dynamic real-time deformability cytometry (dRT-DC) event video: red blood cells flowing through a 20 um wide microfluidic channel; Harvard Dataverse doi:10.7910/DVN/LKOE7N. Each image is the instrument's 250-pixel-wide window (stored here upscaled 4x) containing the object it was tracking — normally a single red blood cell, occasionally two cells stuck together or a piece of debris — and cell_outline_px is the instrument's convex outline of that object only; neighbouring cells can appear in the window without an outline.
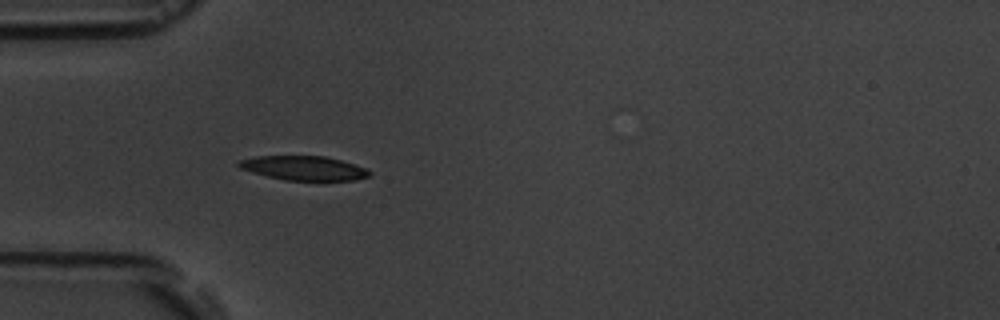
{"species": "common noctule bat (a hibernating species)", "species_latin": "Nyctalus noctula", "temperature_condition": "room temperature", "stored_images_in_passage": 1, "camera_frame_rate_fps": 3000, "um_per_image_px": 0.085, "animal": {"sex": "male", "body_mass_g": 19.5, "forearm_length_mm": 54.6}, "frame": {"image": 1, "passage_image": 1, "time_ms": 0.0, "image_size_px": [1000, 320], "cell_outline_px": [[372, 172], [368, 176], [356, 180], [284, 180], [252, 172], [240, 168], [236, 164], [240, 160], [256, 156], [324, 156], [340, 160], [368, 168]], "centroid_in_image_um": [25.84, 14.28], "position_along_channel_um": 59.2, "area_um2": 18.38}}